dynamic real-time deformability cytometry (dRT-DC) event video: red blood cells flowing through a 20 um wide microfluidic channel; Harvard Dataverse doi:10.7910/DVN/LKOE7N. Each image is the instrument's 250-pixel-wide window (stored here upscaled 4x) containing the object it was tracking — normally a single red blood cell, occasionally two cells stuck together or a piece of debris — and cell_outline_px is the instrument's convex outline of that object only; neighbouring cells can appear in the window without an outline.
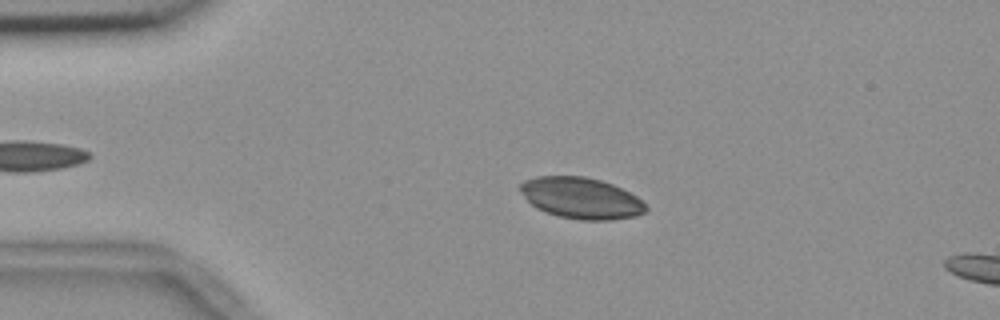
{"species": "common noctule bat (a hibernating species)", "species_latin": "Nyctalus noctula", "temperature_condition": "room temperature", "stored_images_in_passage": 15, "camera_frame_rate_fps": 3000, "um_per_image_px": 0.085, "animal": {"sex": "female", "body_mass_g": 18.4}, "frame": {"image": 1, "passage_image": 11, "time_ms": 3.333, "image_size_px": [1000, 320], "cell_outline_px": [[648, 208], [644, 212], [636, 216], [612, 220], [580, 220], [560, 216], [544, 212], [536, 208], [520, 192], [520, 184], [524, 180], [536, 176], [584, 176], [600, 180], [612, 184], [636, 196]], "centroid_in_image_um": [49.37, 16.84], "position_along_channel_um": 35.6, "area_um2": 30.06}}